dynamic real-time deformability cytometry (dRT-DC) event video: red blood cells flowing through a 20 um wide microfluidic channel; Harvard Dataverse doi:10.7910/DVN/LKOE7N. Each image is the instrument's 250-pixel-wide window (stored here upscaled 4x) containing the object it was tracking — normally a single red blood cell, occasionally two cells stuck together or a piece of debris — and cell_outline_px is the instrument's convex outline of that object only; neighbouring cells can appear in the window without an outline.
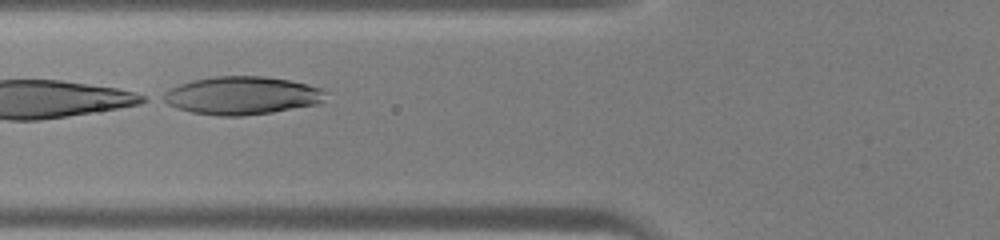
{"species": "human", "species_latin": "Homo sapiens", "temperature_condition": "warm", "stored_images_in_passage": 18, "camera_frame_rate_fps": 3000, "um_per_image_px": 0.085, "donor": {"sex": "male"}, "frame": {"image": 1, "passage_image": 16, "time_ms": 5.0, "image_size_px": [1000, 240], "cell_outline_px": [[324, 100], [320, 104], [272, 112], [240, 116], [216, 116], [192, 112], [176, 108], [160, 100], [156, 96], [180, 84], [192, 80], [216, 76], [264, 76], [292, 80], [324, 88]], "centroid_in_image_um": [20.54, 8.12], "position_along_channel_um": 105.3, "area_um2": 36.41}}